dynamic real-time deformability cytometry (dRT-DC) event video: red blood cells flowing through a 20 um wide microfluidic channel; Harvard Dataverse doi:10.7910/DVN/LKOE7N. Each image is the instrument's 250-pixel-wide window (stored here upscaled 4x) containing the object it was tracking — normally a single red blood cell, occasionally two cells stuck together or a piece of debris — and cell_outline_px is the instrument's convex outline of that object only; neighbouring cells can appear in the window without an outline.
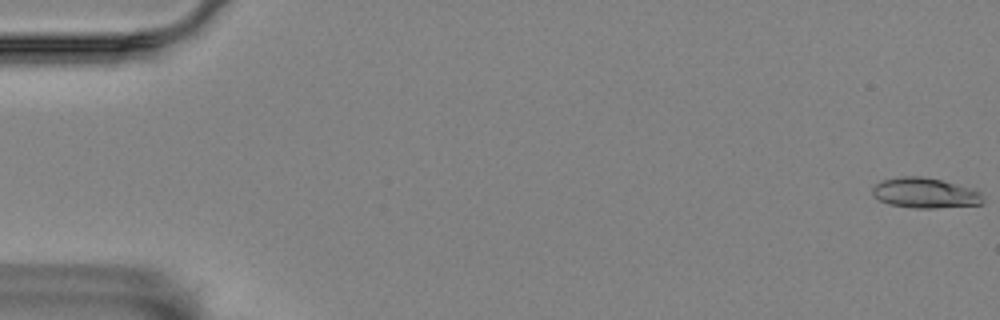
{"species": "Egyptian fruit bat (a non-hibernating species)", "species_latin": "Rousettus aegyptiacus", "temperature_condition": "room temperature", "stored_images_in_passage": 13, "camera_frame_rate_fps": 3000, "um_per_image_px": 0.085, "animal": {"sex": "female"}, "frame": {"image": 1, "passage_image": 1, "time_ms": 0.0, "image_size_px": [1000, 320], "cell_outline_px": [[984, 204], [936, 208], [912, 208], [888, 204], [872, 196], [872, 188], [880, 180], [900, 176], [924, 176], [940, 180], [968, 188], [980, 192], [984, 200]], "centroid_in_image_um": [78.58, 16.41], "position_along_channel_um": 6.4, "area_um2": 19.54}}
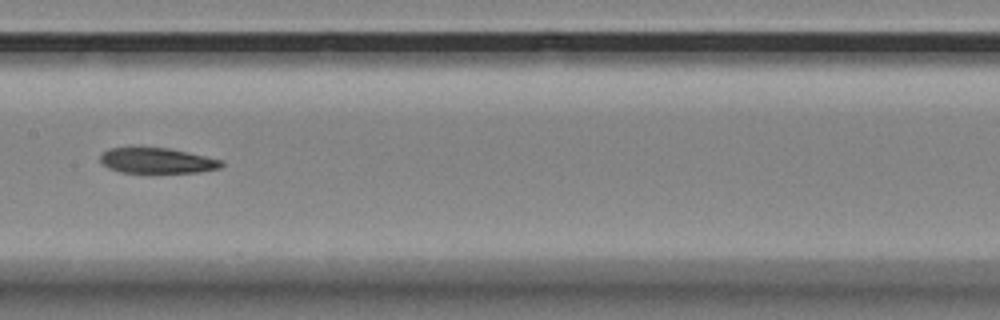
{"frame": {"image": 2, "passage_image": 8, "time_ms": 2.333, "image_size_px": [1000, 320], "cell_outline_px": [[224, 164], [220, 168], [200, 172], [120, 172], [108, 168], [100, 160], [100, 152], [108, 148], [132, 144], [140, 144], [168, 148], [204, 156], [220, 160]], "centroid_in_image_um": [13.22, 13.59], "position_along_channel_um": 194.2, "area_um2": 18.67}}
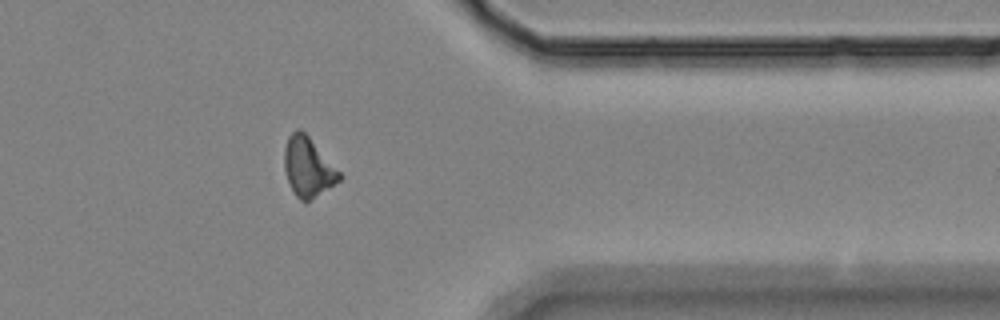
{"frame": {"image": 3, "passage_image": 13, "time_ms": 4.0, "image_size_px": [1000, 320], "cell_outline_px": [[340, 180], [308, 200], [300, 200], [296, 196], [288, 180], [284, 168], [284, 148], [288, 136], [296, 128], [300, 128], [308, 136], [340, 172]], "centroid_in_image_um": [26.14, 14.15], "position_along_channel_um": 385.3, "area_um2": 18.44}}